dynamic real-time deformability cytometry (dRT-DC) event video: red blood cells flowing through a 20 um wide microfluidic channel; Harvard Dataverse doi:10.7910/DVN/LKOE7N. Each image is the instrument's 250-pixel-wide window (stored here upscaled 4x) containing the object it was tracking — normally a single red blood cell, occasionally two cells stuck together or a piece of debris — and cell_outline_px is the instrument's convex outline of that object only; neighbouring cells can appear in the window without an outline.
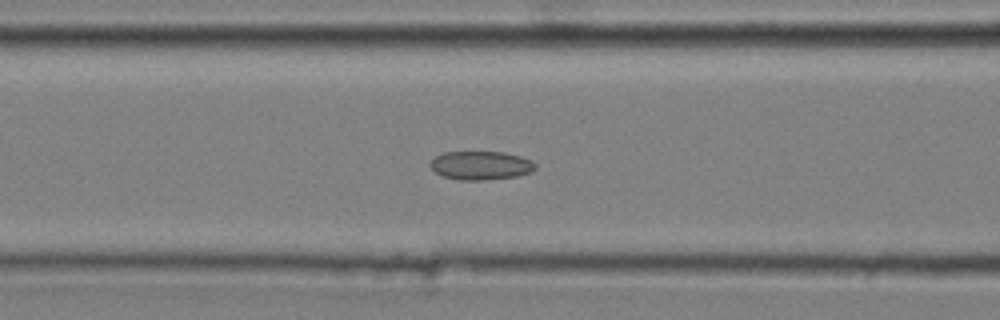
{"species": "common noctule bat (a hibernating species)", "species_latin": "Nyctalus noctula", "temperature_condition": "cold", "stored_images_in_passage": 44, "camera_frame_rate_fps": 3000, "um_per_image_px": 0.085, "animal": {"sex": "male", "body_mass_g": 20.4}, "frame": {"image": 1, "passage_image": 22, "time_ms": 7.0, "image_size_px": [1000, 320], "cell_outline_px": [[536, 168], [532, 172], [516, 176], [484, 180], [460, 180], [444, 176], [436, 172], [428, 164], [436, 156], [444, 152], [504, 152], [520, 156], [532, 160], [536, 164]], "centroid_in_image_um": [40.89, 14.06], "position_along_channel_um": 125.7, "area_um2": 17.51}}
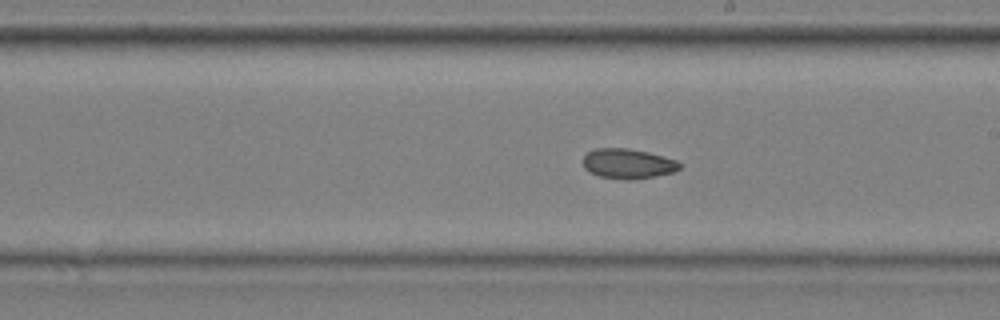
{"frame": {"image": 2, "passage_image": 31, "time_ms": 10.0, "image_size_px": [1000, 320], "cell_outline_px": [[680, 168], [676, 172], [656, 176], [632, 180], [628, 180], [600, 176], [584, 168], [584, 156], [588, 152], [596, 148], [628, 148], [648, 152], [676, 160], [680, 164]], "centroid_in_image_um": [53.4, 13.91], "position_along_channel_um": 235.6, "area_um2": 16.76}}
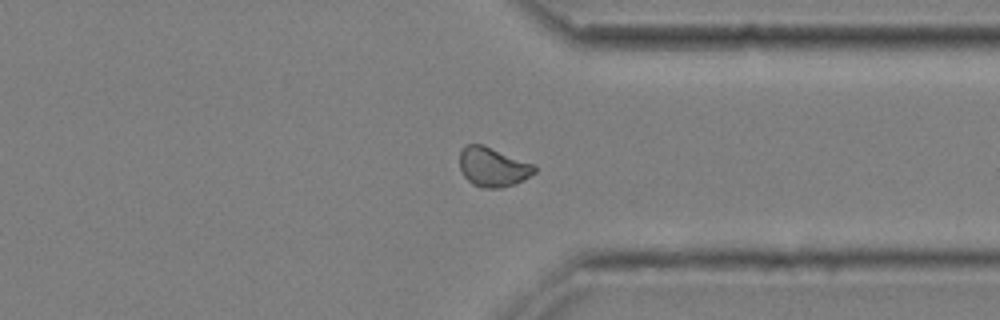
{"frame": {"image": 3, "passage_image": 42, "time_ms": 13.667, "image_size_px": [1000, 320], "cell_outline_px": [[536, 172], [516, 184], [500, 188], [480, 188], [472, 184], [464, 176], [460, 168], [460, 152], [468, 144], [484, 144], [536, 164]], "centroid_in_image_um": [41.93, 14.19], "position_along_channel_um": 369.5, "area_um2": 17.46}}